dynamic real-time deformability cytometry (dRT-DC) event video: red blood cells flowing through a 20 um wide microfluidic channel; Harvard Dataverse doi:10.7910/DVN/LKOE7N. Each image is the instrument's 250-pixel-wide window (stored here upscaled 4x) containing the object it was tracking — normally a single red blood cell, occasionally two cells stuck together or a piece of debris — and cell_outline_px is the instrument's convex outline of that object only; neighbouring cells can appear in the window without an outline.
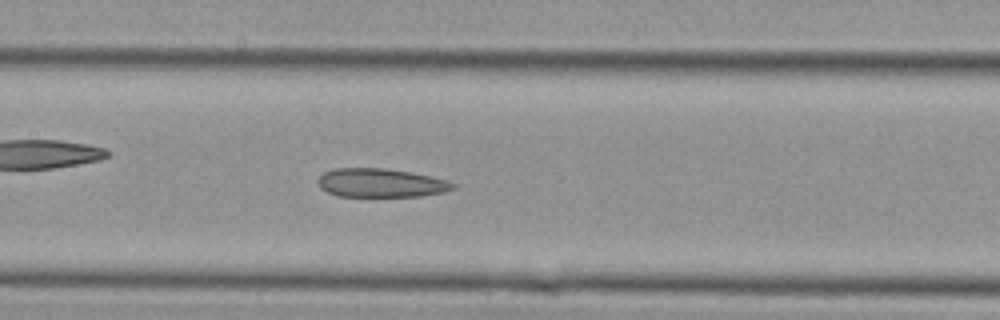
{"species": "Egyptian fruit bat (a non-hibernating species)", "species_latin": "Rousettus aegyptiacus", "temperature_condition": "cold", "stored_images_in_passage": 20, "camera_frame_rate_fps": 3000, "um_per_image_px": 0.085, "animal": {"sex": "female"}, "frame": {"image": 1, "passage_image": 9, "time_ms": 2.667, "image_size_px": [1000, 320], "cell_outline_px": [[456, 188], [444, 192], [420, 196], [336, 196], [320, 188], [320, 176], [324, 172], [336, 168], [384, 168], [408, 172], [448, 180], [456, 184]], "centroid_in_image_um": [32.39, 15.55], "position_along_channel_um": 175.0, "area_um2": 22.37}}
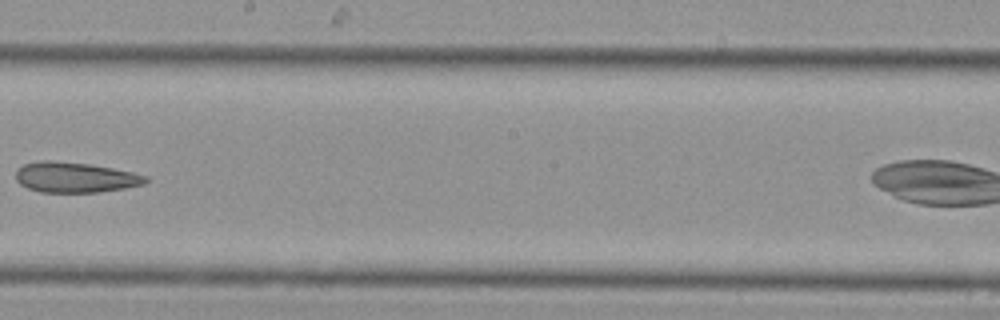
{"frame": {"image": 2, "passage_image": 12, "time_ms": 3.667, "image_size_px": [1000, 320], "cell_outline_px": [[148, 180], [144, 184], [124, 188], [100, 192], [40, 192], [28, 188], [20, 184], [16, 180], [16, 168], [24, 164], [40, 160], [52, 160], [88, 164], [112, 168], [132, 172], [148, 176]], "centroid_in_image_um": [6.36, 15.07], "position_along_channel_um": 241.8, "area_um2": 23.0}}
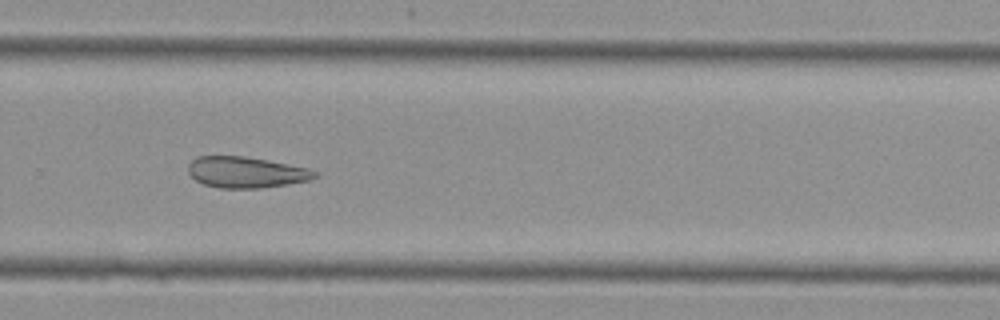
{"frame": {"image": 3, "passage_image": 15, "time_ms": 4.667, "image_size_px": [1000, 320], "cell_outline_px": [[320, 176], [308, 180], [288, 184], [260, 188], [220, 188], [204, 184], [196, 180], [188, 172], [188, 164], [196, 156], [244, 156], [268, 160], [308, 168], [320, 172]], "centroid_in_image_um": [20.94, 14.64], "position_along_channel_um": 308.9, "area_um2": 23.0}}